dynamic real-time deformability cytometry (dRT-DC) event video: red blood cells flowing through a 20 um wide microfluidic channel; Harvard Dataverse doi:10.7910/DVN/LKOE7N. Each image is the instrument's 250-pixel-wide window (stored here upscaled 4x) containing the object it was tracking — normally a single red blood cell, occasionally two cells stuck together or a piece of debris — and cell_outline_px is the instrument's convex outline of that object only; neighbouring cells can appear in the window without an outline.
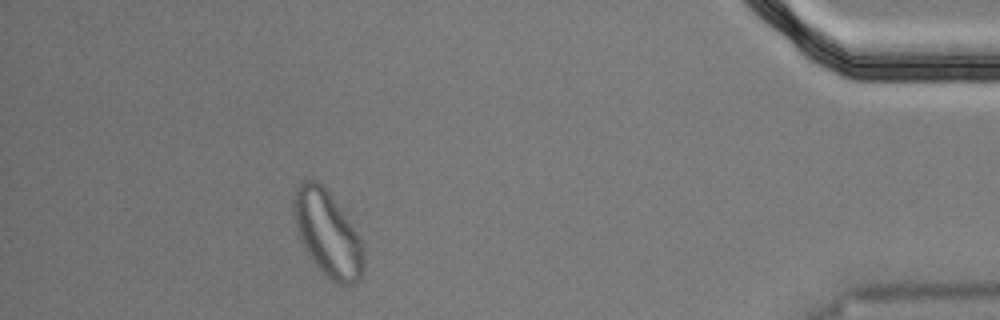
{"species": "Egyptian fruit bat (a non-hibernating species)", "species_latin": "Rousettus aegyptiacus", "temperature_condition": "cold", "stored_images_in_passage": 40, "segment_of_instrument_passage": [2, 2], "camera_frame_rate_fps": 3000, "um_per_image_px": 0.085, "animal": {"sex": "male"}, "frame": {"image": 1, "passage_image": 35, "time_ms": 11.333, "image_size_px": [1000, 320], "cell_outline_px": [[364, 268], [360, 280], [356, 284], [336, 284], [312, 260], [304, 248], [296, 224], [292, 208], [292, 200], [296, 188], [300, 180], [316, 180], [344, 208], [360, 236], [364, 252]], "centroid_in_image_um": [27.88, 19.83], "position_along_channel_um": 407.3, "area_um2": 35.14}}